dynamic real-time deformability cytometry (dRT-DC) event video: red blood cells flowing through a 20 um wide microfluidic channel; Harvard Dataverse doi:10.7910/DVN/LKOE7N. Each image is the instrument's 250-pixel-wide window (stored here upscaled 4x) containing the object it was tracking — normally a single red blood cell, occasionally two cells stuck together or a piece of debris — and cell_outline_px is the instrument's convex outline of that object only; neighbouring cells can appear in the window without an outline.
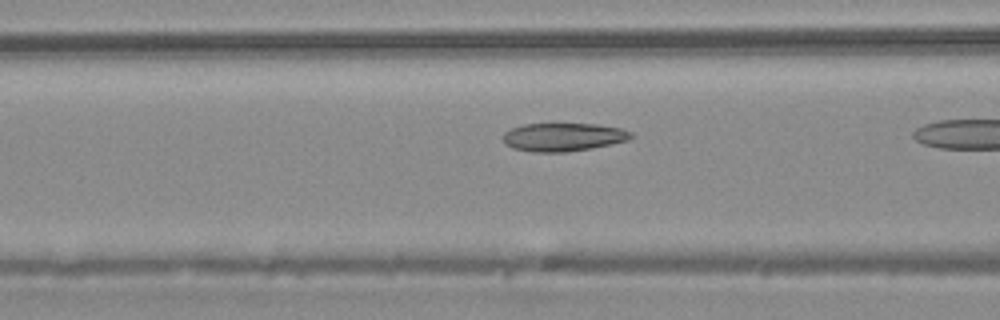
{"species": "common noctule bat (a hibernating species)", "species_latin": "Nyctalus noctula", "temperature_condition": "warm", "stored_images_in_passage": 9, "camera_frame_rate_fps": 3000, "um_per_image_px": 0.085, "animal": {"sex": "male", "body_mass_g": 20.4}, "frame": {"image": 1, "passage_image": 4, "time_ms": 1.0, "image_size_px": [1000, 320], "cell_outline_px": [[632, 136], [628, 140], [592, 148], [564, 152], [532, 152], [512, 148], [504, 144], [504, 132], [512, 128], [524, 124], [596, 124], [620, 128], [632, 132]], "centroid_in_image_um": [47.85, 11.65], "position_along_channel_um": 118.7, "area_um2": 20.98}}
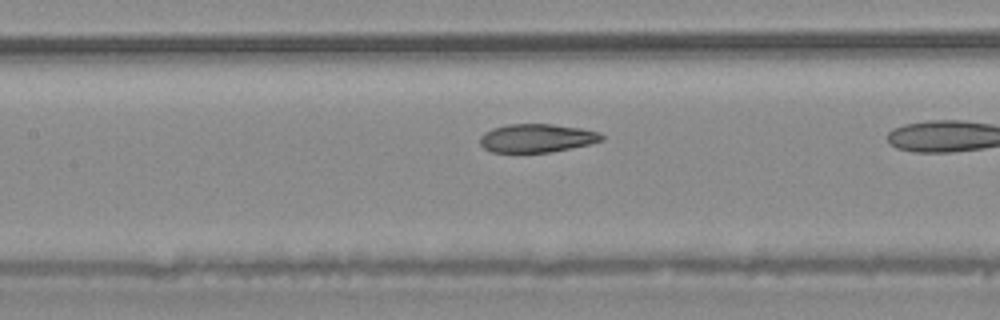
{"frame": {"image": 2, "passage_image": 7, "time_ms": 2.0, "image_size_px": [1000, 320], "cell_outline_px": [[604, 140], [588, 144], [552, 152], [492, 152], [484, 148], [480, 144], [480, 136], [484, 132], [492, 128], [508, 124], [552, 124], [580, 128], [600, 132], [604, 136]], "centroid_in_image_um": [45.62, 11.73], "position_along_channel_um": 161.8, "area_um2": 20.17}}